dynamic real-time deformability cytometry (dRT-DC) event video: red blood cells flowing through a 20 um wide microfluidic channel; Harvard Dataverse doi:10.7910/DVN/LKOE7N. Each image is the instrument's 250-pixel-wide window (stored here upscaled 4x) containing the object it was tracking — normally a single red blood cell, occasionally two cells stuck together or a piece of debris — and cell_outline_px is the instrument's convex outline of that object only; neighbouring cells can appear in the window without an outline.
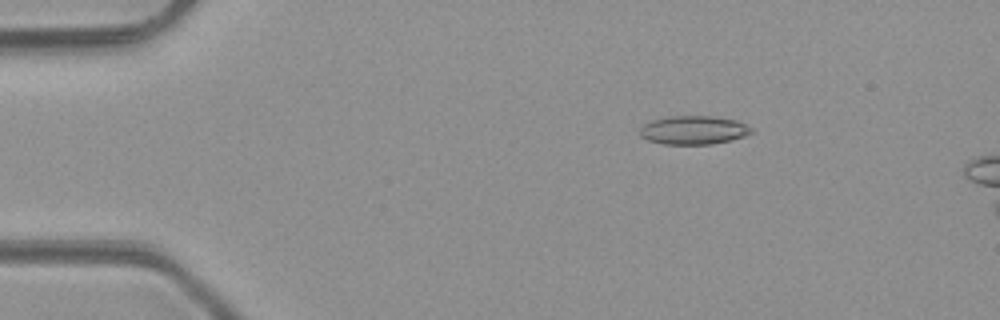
{"species": "common noctule bat (a hibernating species)", "species_latin": "Nyctalus noctula", "temperature_condition": "room temperature", "stored_images_in_passage": 4, "camera_frame_rate_fps": 3000, "um_per_image_px": 0.085, "animal": {"sex": "male", "body_mass_g": 23.1, "forearm_length_mm": 52.7}, "frame": {"image": 1, "passage_image": 2, "time_ms": 1.333, "image_size_px": [1000, 320], "cell_outline_px": [[752, 132], [744, 136], [732, 140], [712, 144], [664, 144], [648, 140], [640, 136], [640, 128], [644, 124], [652, 120], [672, 116], [716, 116], [736, 120], [752, 128]], "centroid_in_image_um": [58.95, 11.06], "position_along_channel_um": 26.0, "area_um2": 18.55}}